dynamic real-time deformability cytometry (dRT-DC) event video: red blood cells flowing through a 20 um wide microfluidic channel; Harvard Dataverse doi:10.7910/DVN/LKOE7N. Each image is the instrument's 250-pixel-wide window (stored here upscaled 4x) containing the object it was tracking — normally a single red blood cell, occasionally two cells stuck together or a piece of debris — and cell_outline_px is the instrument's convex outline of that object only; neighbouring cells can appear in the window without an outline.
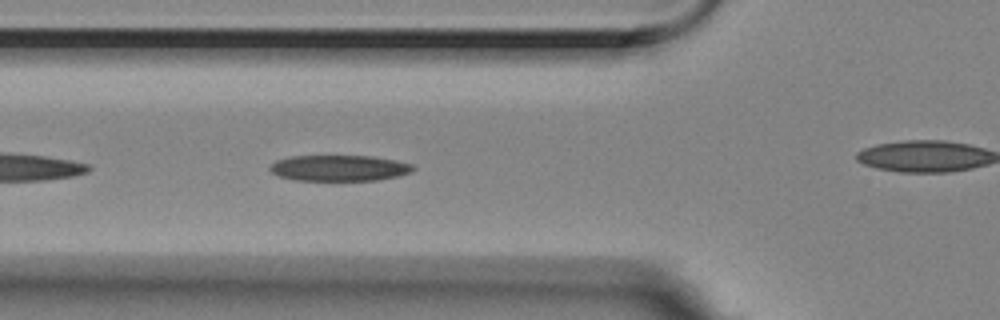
{"species": "Egyptian fruit bat (a non-hibernating species)", "species_latin": "Rousettus aegyptiacus", "temperature_condition": "room temperature", "stored_images_in_passage": 6, "segment_of_instrument_passage": [1, 2], "camera_frame_rate_fps": 3000, "um_per_image_px": 0.085, "animal": {"sex": "female"}, "frame": {"image": 1, "passage_image": 5, "time_ms": 1.333, "image_size_px": [1000, 320], "cell_outline_px": [[416, 168], [412, 172], [396, 176], [376, 180], [296, 180], [280, 176], [272, 172], [268, 168], [276, 160], [288, 156], [372, 156], [396, 160], [412, 164]], "centroid_in_image_um": [28.84, 14.27], "position_along_channel_um": 97.0, "area_um2": 21.56}}